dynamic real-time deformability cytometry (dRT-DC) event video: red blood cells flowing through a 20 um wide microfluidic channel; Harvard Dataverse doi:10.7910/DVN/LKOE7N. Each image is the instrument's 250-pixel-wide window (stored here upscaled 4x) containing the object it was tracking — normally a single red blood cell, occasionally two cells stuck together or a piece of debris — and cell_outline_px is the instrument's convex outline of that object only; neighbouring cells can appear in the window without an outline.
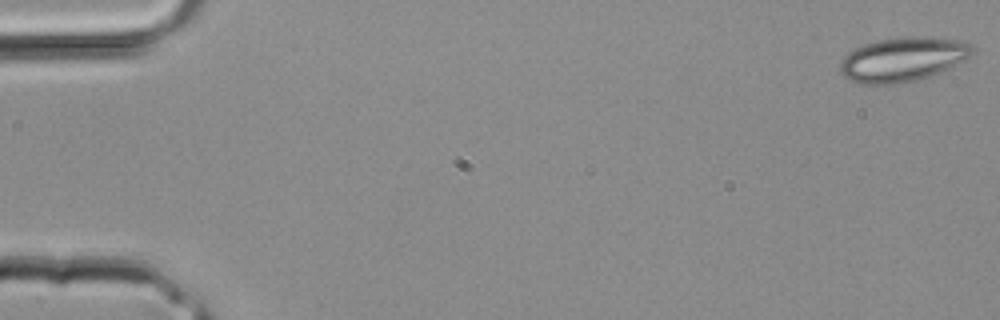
{"species": "common noctule bat (a hibernating species)", "species_latin": "Nyctalus noctula", "temperature_condition": "room temperature", "stored_images_in_passage": 4, "camera_frame_rate_fps": 3000, "um_per_image_px": 0.085, "animal": {"sex": "male", "body_mass_g": 20.4}, "frame": {"image": 1, "passage_image": 1, "time_ms": 0.0, "image_size_px": [1000, 320], "cell_outline_px": [[976, 48], [964, 60], [948, 68], [928, 76], [916, 80], [892, 84], [856, 84], [848, 80], [840, 72], [840, 60], [848, 52], [864, 44], [876, 40], [908, 36], [924, 36], [960, 40]], "centroid_in_image_um": [76.68, 5.04], "position_along_channel_um": 8.3, "area_um2": 34.1}}
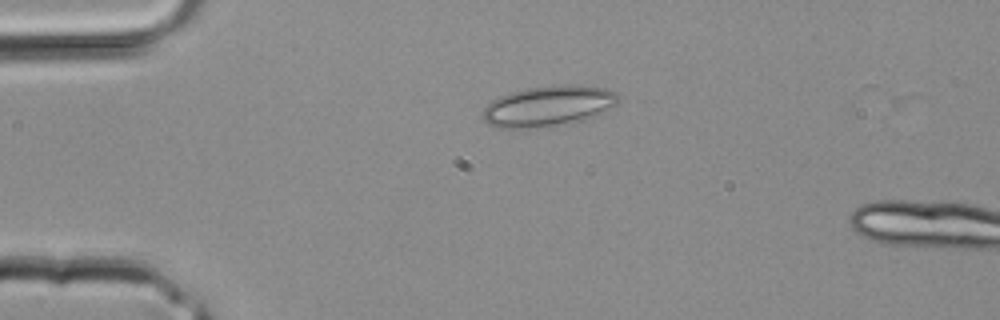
{"frame": {"image": 2, "passage_image": 3, "time_ms": 0.667, "image_size_px": [1000, 320], "cell_outline_px": [[616, 104], [604, 112], [572, 124], [552, 128], [496, 128], [488, 124], [480, 116], [484, 108], [492, 100], [500, 96], [512, 92], [528, 88], [568, 84], [572, 84], [608, 88], [616, 92]], "centroid_in_image_um": [46.59, 9.05], "position_along_channel_um": 38.4, "area_um2": 32.54}}